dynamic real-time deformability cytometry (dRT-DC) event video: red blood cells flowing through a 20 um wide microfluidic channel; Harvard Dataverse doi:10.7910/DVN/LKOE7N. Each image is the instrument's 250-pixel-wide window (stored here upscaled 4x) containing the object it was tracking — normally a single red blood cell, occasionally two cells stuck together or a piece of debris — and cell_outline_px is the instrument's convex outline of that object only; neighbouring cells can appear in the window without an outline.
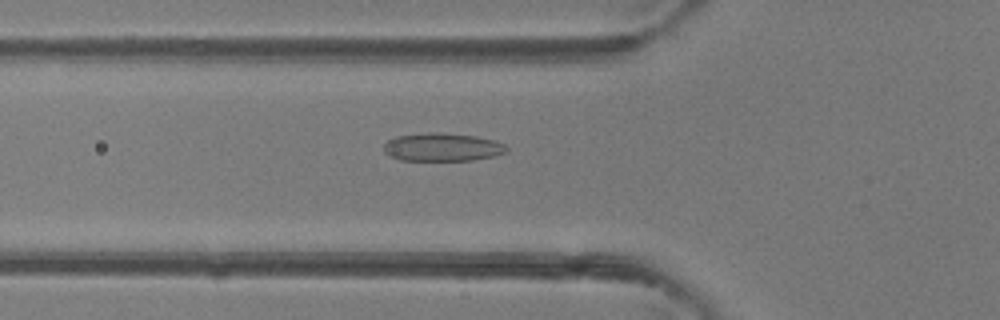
{"species": "common noctule bat (a hibernating species)", "species_latin": "Nyctalus noctula", "temperature_condition": "room temperature", "stored_images_in_passage": 46, "camera_frame_rate_fps": 3000, "um_per_image_px": 0.085, "animal": {"sex": "female"}, "frame": {"image": 1, "passage_image": 16, "time_ms": 5.0, "image_size_px": [1000, 320], "cell_outline_px": [[508, 152], [496, 156], [472, 160], [400, 160], [388, 156], [384, 152], [384, 144], [388, 140], [396, 136], [428, 132], [436, 132], [476, 136], [496, 140], [504, 144], [508, 148]], "centroid_in_image_um": [37.61, 12.51], "position_along_channel_um": 88.2, "area_um2": 20.35}}
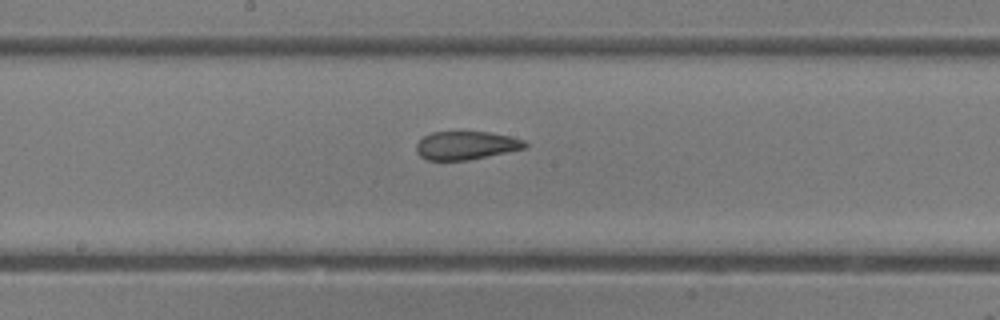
{"frame": {"image": 2, "passage_image": 24, "time_ms": 7.667, "image_size_px": [1000, 320], "cell_outline_px": [[528, 148], [468, 160], [428, 160], [420, 156], [416, 152], [416, 144], [424, 136], [432, 132], [488, 132], [508, 136], [524, 140], [528, 144]], "centroid_in_image_um": [39.63, 12.36], "position_along_channel_um": 208.6, "area_um2": 17.92}}
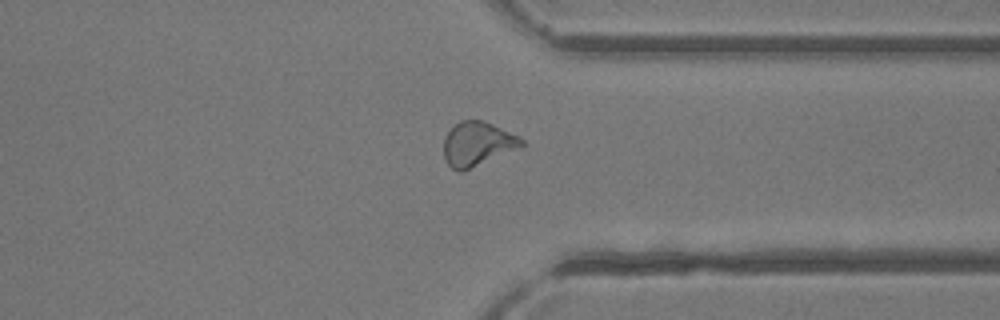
{"frame": {"image": 3, "passage_image": 35, "time_ms": 11.333, "image_size_px": [1000, 320], "cell_outline_px": [[524, 148], [464, 172], [460, 172], [452, 168], [448, 164], [444, 156], [444, 136], [460, 120], [484, 120], [520, 136], [524, 140]], "centroid_in_image_um": [40.65, 12.26], "position_along_channel_um": 370.7, "area_um2": 20.69}, "authors_computed_cell_mechanics": {"area_um2": 20.7502, "velocity_mm_per_s": 4.4791, "shape_relaxation_time_tau1_ms": null, "shape_relaxation_time_tau2_ms": 1.0758, "deformation_change_tau1": null, "deformation_change_tau2": 0.0678}}